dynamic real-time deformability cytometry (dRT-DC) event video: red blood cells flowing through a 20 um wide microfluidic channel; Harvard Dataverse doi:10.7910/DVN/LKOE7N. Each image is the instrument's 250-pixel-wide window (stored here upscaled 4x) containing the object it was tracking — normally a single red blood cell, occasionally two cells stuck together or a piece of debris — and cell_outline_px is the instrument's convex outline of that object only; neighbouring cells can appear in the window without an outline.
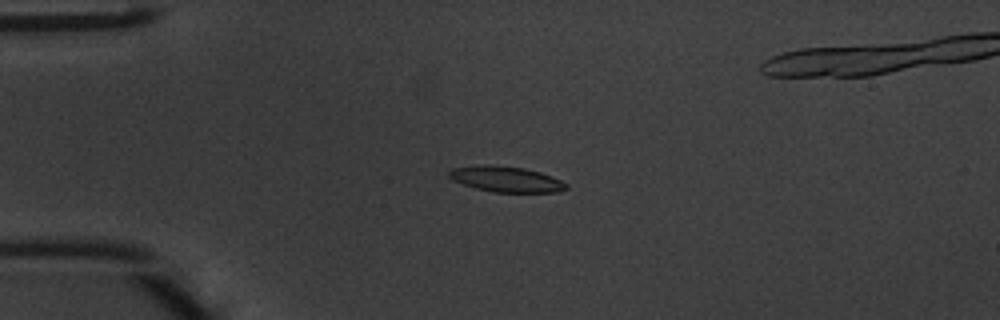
{"species": "common noctule bat (a hibernating species)", "species_latin": "Nyctalus noctula", "temperature_condition": "warm", "stored_images_in_passage": 39, "camera_frame_rate_fps": 3000, "um_per_image_px": 0.085, "animal": {"sex": "male", "body_mass_g": 20.1, "forearm_length_mm": 53.5}, "frame": {"image": 1, "passage_image": 2, "time_ms": 0.333, "image_size_px": [1000, 320], "cell_outline_px": [[568, 188], [556, 192], [492, 192], [476, 188], [452, 180], [448, 176], [448, 172], [452, 168], [484, 164], [524, 168], [540, 172], [552, 176], [568, 184]], "centroid_in_image_um": [43.01, 15.23], "position_along_channel_um": 42.0, "area_um2": 17.46}}
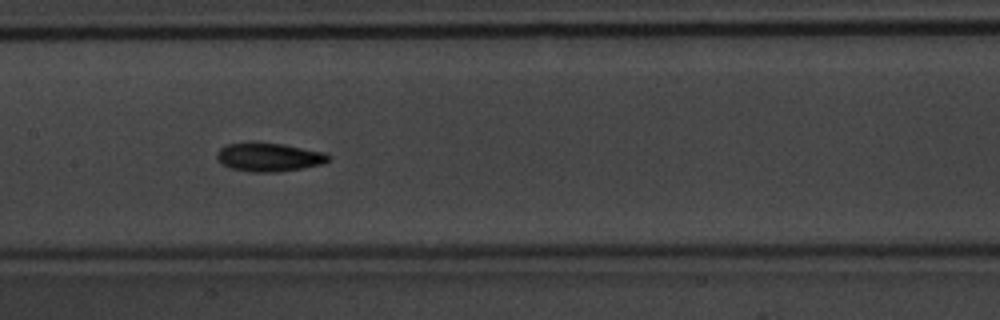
{"frame": {"image": 2, "passage_image": 14, "time_ms": 4.333, "image_size_px": [1000, 320], "cell_outline_px": [[332, 156], [324, 164], [280, 172], [248, 172], [228, 168], [220, 164], [216, 156], [216, 152], [220, 148], [228, 144], [252, 140], [284, 144], [324, 152]], "centroid_in_image_um": [22.81, 13.34], "position_along_channel_um": 184.6, "area_um2": 19.31}}
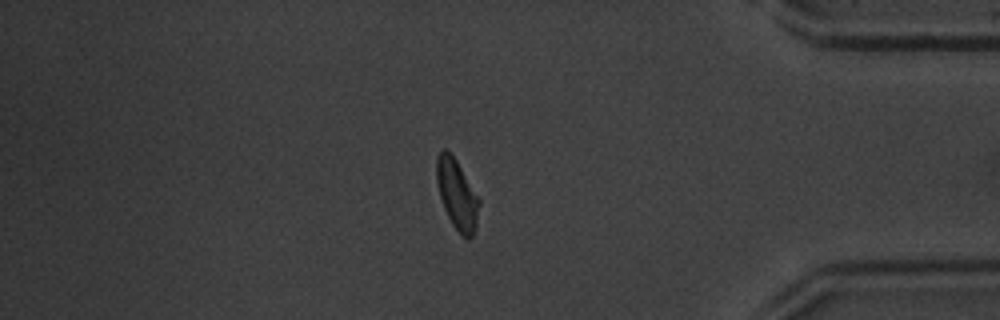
{"frame": {"image": 3, "passage_image": 31, "time_ms": 10.0, "image_size_px": [1000, 320], "cell_outline_px": [[480, 204], [476, 224], [472, 236], [468, 240], [452, 224], [444, 208], [440, 196], [436, 180], [436, 156], [444, 148], [456, 160], [480, 200]], "centroid_in_image_um": [38.83, 16.51], "position_along_channel_um": 396.4, "area_um2": 16.94}, "authors_computed_cell_mechanics": {"area_um2": 17.6868, "velocity_mm_per_s": 4.2349, "shape_relaxation_time_tau1_ms": 2.1726, "shape_relaxation_time_tau2_ms": 3.4393, "deformation_change_tau1": 0.1261, "deformation_change_tau2": 0.1056}}